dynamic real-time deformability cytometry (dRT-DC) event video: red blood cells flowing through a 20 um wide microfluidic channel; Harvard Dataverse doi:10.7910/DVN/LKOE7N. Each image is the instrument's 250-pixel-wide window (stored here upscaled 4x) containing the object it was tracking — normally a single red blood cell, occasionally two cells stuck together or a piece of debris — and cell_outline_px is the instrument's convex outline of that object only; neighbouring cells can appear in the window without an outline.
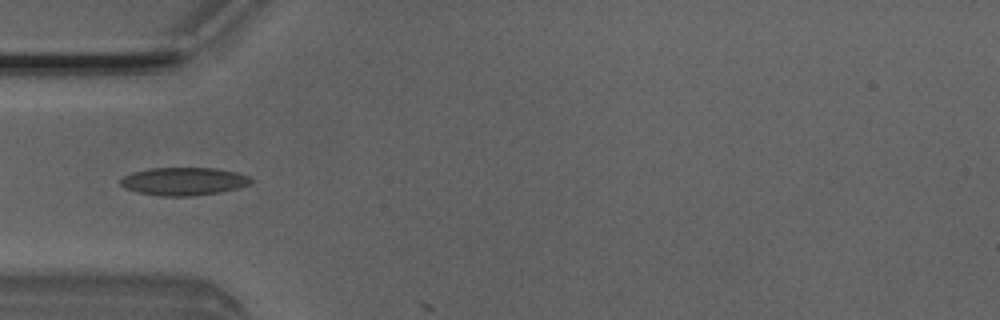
{"species": "Egyptian fruit bat (a non-hibernating species)", "species_latin": "Rousettus aegyptiacus", "temperature_condition": "room temperature", "stored_images_in_passage": 7, "camera_frame_rate_fps": 3000, "um_per_image_px": 0.085, "animal": {"sex": "male"}, "frame": {"image": 1, "passage_image": 5, "time_ms": 1.333, "image_size_px": [1000, 320], "cell_outline_px": [[256, 180], [252, 184], [220, 192], [192, 196], [160, 196], [136, 192], [124, 188], [120, 184], [120, 180], [124, 176], [132, 172], [148, 168], [216, 168], [236, 172], [248, 176]], "centroid_in_image_um": [15.62, 15.41], "position_along_channel_um": 69.4, "area_um2": 21.44}}